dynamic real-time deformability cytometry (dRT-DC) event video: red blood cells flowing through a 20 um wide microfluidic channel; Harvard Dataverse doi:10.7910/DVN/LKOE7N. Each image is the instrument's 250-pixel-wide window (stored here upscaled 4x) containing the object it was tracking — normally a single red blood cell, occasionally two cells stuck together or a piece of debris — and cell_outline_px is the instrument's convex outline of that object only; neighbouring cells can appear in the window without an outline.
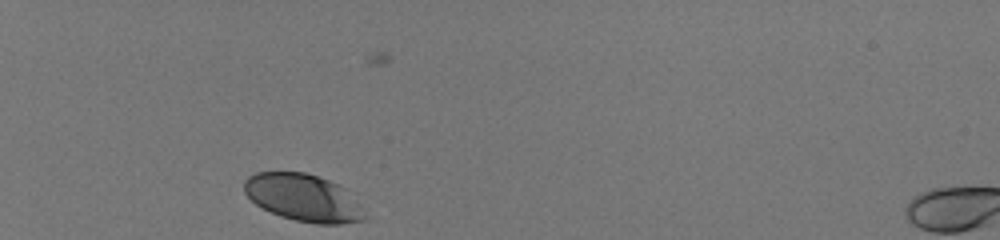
{"species": "human", "species_latin": "Homo sapiens", "temperature_condition": "room temperature", "stored_images_in_passage": 31, "camera_frame_rate_fps": 3000, "um_per_image_px": 0.085, "donor": {"sex": "male"}, "frame": {"image": 1, "passage_image": 1, "time_ms": 0.0, "image_size_px": [1000, 240], "cell_outline_px": [[368, 220], [340, 224], [316, 224], [296, 220], [280, 216], [256, 204], [244, 192], [244, 180], [248, 176], [256, 172], [304, 172], [340, 184], [360, 204]], "centroid_in_image_um": [25.8, 16.81], "position_along_channel_um": 59.2, "area_um2": 33.18}}
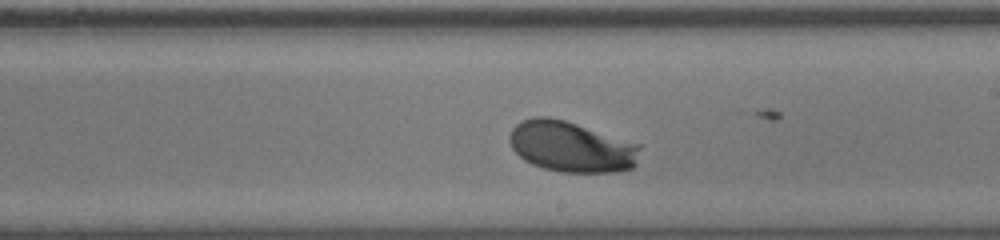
{"frame": {"image": 2, "passage_image": 18, "time_ms": 5.667, "image_size_px": [1000, 240], "cell_outline_px": [[640, 148], [636, 164], [632, 168], [616, 172], [560, 172], [544, 168], [532, 164], [524, 160], [512, 148], [508, 140], [508, 136], [512, 128], [520, 120], [532, 116], [548, 116], [564, 120], [640, 144]], "centroid_in_image_um": [48.52, 12.46], "position_along_channel_um": 240.5, "area_um2": 38.73}}
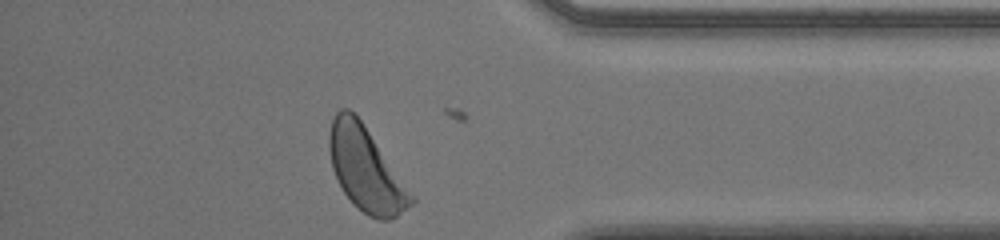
{"frame": {"image": 3, "passage_image": 31, "time_ms": 10.0, "image_size_px": [1000, 240], "cell_outline_px": [[416, 200], [412, 204], [396, 216], [388, 220], [376, 220], [368, 216], [352, 204], [344, 192], [332, 168], [328, 148], [328, 136], [332, 120], [336, 112], [340, 108], [348, 108], [360, 120], [416, 196]], "centroid_in_image_um": [31.1, 14.41], "position_along_channel_um": 404.1, "area_um2": 40.0}, "authors_computed_cell_mechanics": {"area_um2": 36.7608, "velocity_mm_per_s": 3.9668, "shape_relaxation_time_tau1_ms": 1.7167, "shape_relaxation_time_tau2_ms": null, "deformation_change_tau1": 0.1185, "deformation_change_tau2": null}}